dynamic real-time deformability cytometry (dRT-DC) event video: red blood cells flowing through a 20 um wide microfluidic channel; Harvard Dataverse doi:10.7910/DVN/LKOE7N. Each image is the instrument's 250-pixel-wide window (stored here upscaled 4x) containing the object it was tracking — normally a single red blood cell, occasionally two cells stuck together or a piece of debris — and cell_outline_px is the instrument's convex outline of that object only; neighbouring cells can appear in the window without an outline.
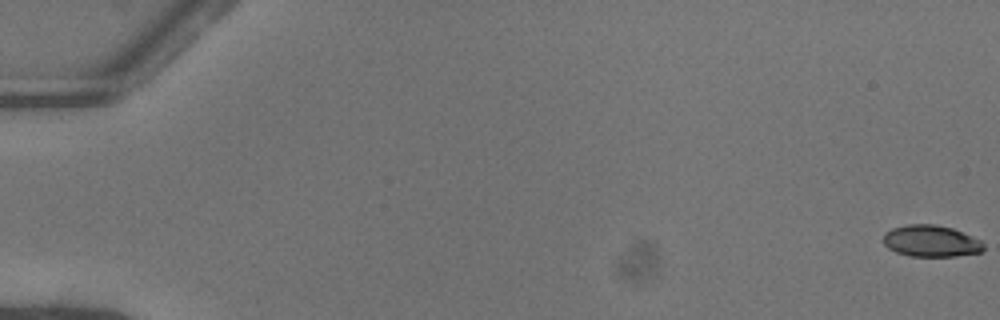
{"species": "common noctule bat (a hibernating species)", "species_latin": "Nyctalus noctula", "temperature_condition": "warm", "stored_images_in_passage": 53, "camera_frame_rate_fps": 3000, "um_per_image_px": 0.085, "animal": {"sex": "female"}, "frame": {"image": 1, "passage_image": 1, "time_ms": 0.0, "image_size_px": [1000, 320], "cell_outline_px": [[984, 248], [980, 252], [956, 256], [908, 256], [896, 252], [888, 248], [884, 244], [884, 232], [892, 228], [908, 224], [932, 224], [952, 228], [972, 236], [980, 240], [984, 244]], "centroid_in_image_um": [79.12, 20.49], "position_along_channel_um": 5.9, "area_um2": 18.44}}
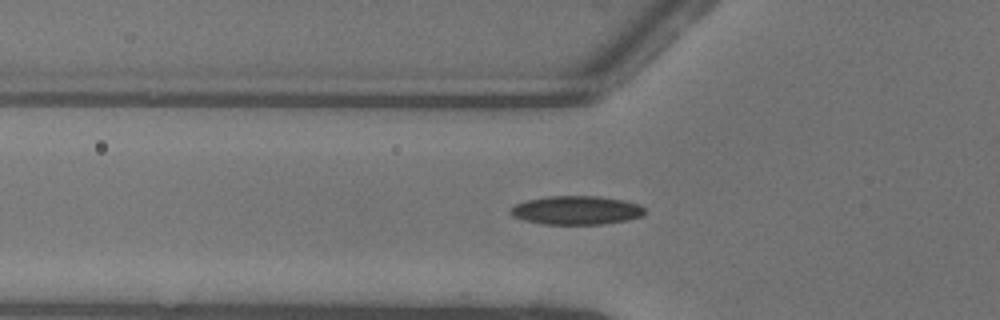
{"frame": {"image": 2, "passage_image": 20, "time_ms": 6.333, "image_size_px": [1000, 320], "cell_outline_px": [[644, 212], [640, 216], [624, 220], [600, 224], [544, 224], [524, 220], [512, 216], [508, 212], [508, 208], [524, 200], [548, 196], [600, 196], [624, 200], [640, 204], [644, 208]], "centroid_in_image_um": [48.92, 17.86], "position_along_channel_um": 76.9, "area_um2": 22.48}}
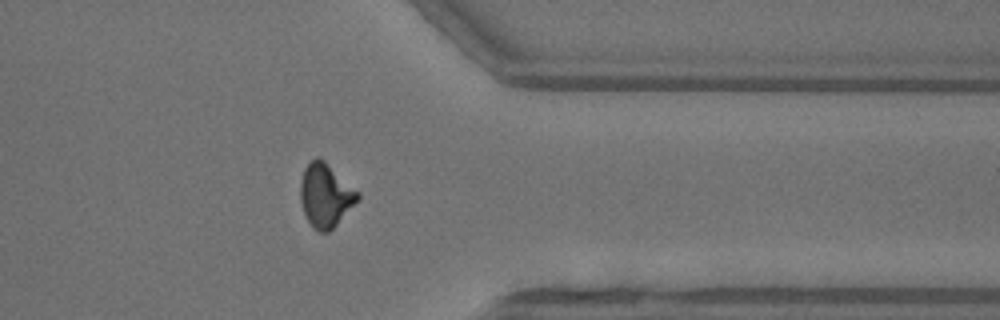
{"frame": {"image": 3, "passage_image": 43, "time_ms": 14.0, "image_size_px": [1000, 320], "cell_outline_px": [[360, 200], [328, 232], [320, 232], [312, 228], [304, 212], [300, 200], [300, 180], [304, 168], [316, 156], [324, 160], [360, 192]], "centroid_in_image_um": [27.68, 16.59], "position_along_channel_um": 383.7, "area_um2": 21.33}, "authors_computed_cell_mechanics": {"area_um2": 20.7502, "velocity_mm_per_s": 4.094, "shape_relaxation_time_tau1_ms": 6.8088, "shape_relaxation_time_tau2_ms": 2.0457, "deformation_change_tau1": 0.2054, "deformation_change_tau2": 0.0856}}